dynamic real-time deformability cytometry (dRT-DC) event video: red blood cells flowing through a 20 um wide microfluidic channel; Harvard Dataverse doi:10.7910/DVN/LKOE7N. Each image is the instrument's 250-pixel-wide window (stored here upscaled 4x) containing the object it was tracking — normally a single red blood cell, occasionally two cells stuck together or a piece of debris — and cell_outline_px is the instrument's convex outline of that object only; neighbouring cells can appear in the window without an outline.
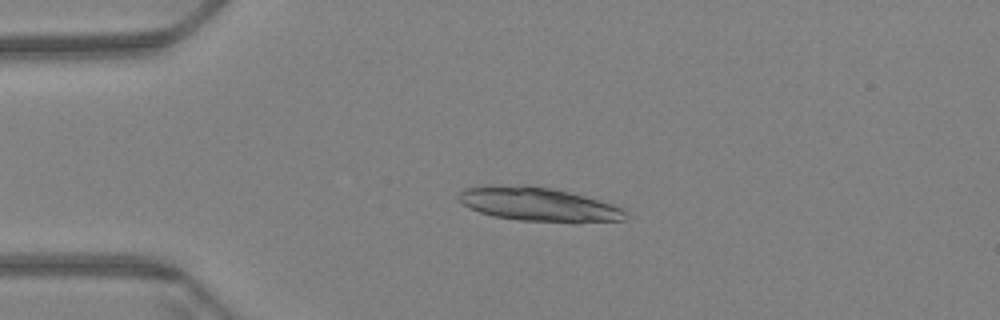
{"species": "Egyptian fruit bat (a non-hibernating species)", "species_latin": "Rousettus aegyptiacus", "temperature_condition": "warm", "stored_images_in_passage": 60, "camera_frame_rate_fps": 3000, "um_per_image_px": 0.085, "animal": {"sex": "female"}, "frame": {"image": 1, "passage_image": 14, "time_ms": 4.333, "image_size_px": [1000, 320], "cell_outline_px": [[628, 212], [624, 220], [576, 224], [520, 220], [492, 216], [468, 208], [456, 196], [464, 188], [484, 184], [524, 184], [548, 188], [568, 192], [584, 196], [612, 204], [624, 208]], "centroid_in_image_um": [45.77, 17.38], "position_along_channel_um": 39.2, "area_um2": 33.76}}
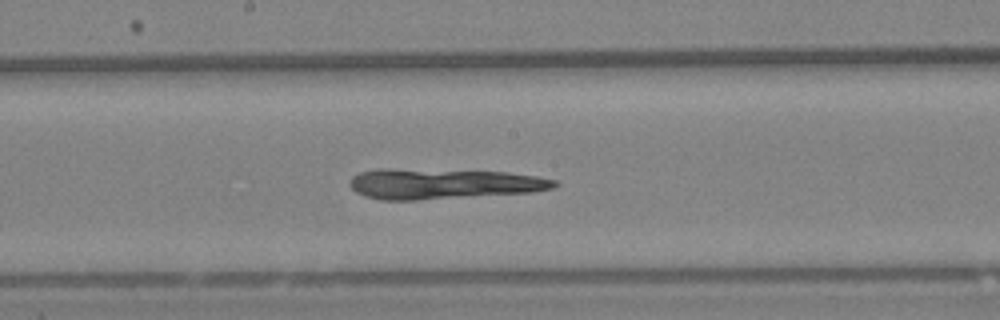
{"frame": {"image": 2, "passage_image": 32, "time_ms": 10.333, "image_size_px": [1000, 320], "cell_outline_px": [[560, 184], [556, 188], [532, 192], [416, 200], [380, 200], [364, 196], [356, 192], [348, 184], [352, 176], [360, 172], [376, 168], [392, 168], [508, 172], [536, 176], [556, 180]], "centroid_in_image_um": [37.65, 15.61], "position_along_channel_um": 210.5, "area_um2": 36.59}}
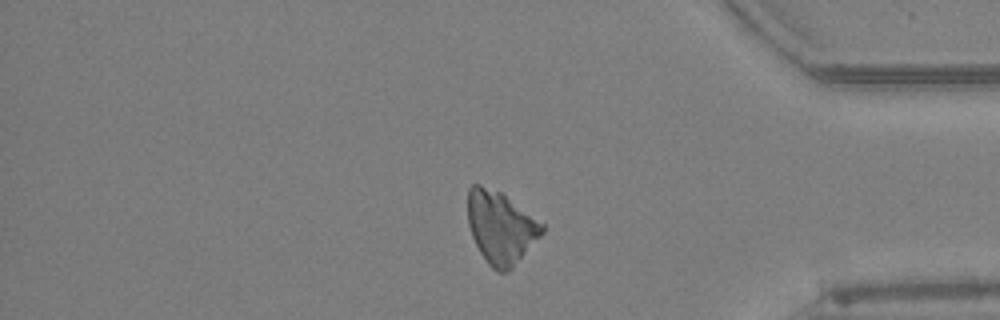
{"frame": {"image": 3, "passage_image": 50, "time_ms": 16.333, "image_size_px": [1000, 320], "cell_outline_px": [[544, 232], [512, 268], [508, 272], [496, 272], [488, 264], [480, 252], [472, 236], [468, 224], [468, 188], [472, 184], [480, 184], [500, 192], [544, 224]], "centroid_in_image_um": [42.55, 19.34], "position_along_channel_um": 392.7, "area_um2": 31.04}}